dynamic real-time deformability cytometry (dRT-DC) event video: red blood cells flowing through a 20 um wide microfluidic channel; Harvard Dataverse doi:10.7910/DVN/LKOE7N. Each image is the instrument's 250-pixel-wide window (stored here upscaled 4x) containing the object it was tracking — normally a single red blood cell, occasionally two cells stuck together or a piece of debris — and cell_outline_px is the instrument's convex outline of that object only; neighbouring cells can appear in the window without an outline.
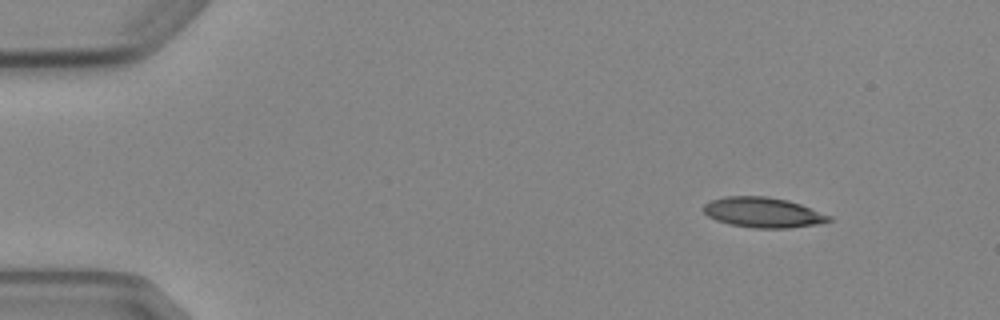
{"species": "Egyptian fruit bat (a non-hibernating species)", "species_latin": "Rousettus aegyptiacus", "temperature_condition": "cold", "stored_images_in_passage": 3, "camera_frame_rate_fps": 3000, "um_per_image_px": 0.085, "animal": {"sex": "female"}, "frame": {"image": 1, "passage_image": 1, "time_ms": 0.0, "image_size_px": [1000, 320], "cell_outline_px": [[832, 220], [816, 224], [788, 228], [752, 228], [728, 224], [716, 220], [708, 216], [704, 212], [704, 204], [712, 200], [724, 196], [768, 196], [788, 200], [800, 204], [832, 216]], "centroid_in_image_um": [64.85, 18.06], "position_along_channel_um": 20.2, "area_um2": 22.08}}
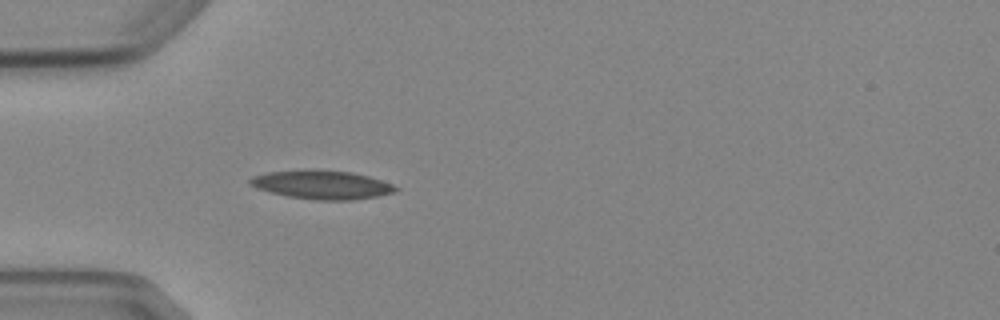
{"frame": {"image": 2, "passage_image": 3, "time_ms": 3.333, "image_size_px": [1000, 320], "cell_outline_px": [[400, 188], [396, 192], [376, 196], [352, 200], [316, 200], [288, 196], [256, 188], [248, 184], [248, 180], [252, 176], [268, 172], [312, 168], [352, 172], [368, 176], [392, 184]], "centroid_in_image_um": [27.34, 15.68], "position_along_channel_um": 57.7, "area_um2": 24.57}}